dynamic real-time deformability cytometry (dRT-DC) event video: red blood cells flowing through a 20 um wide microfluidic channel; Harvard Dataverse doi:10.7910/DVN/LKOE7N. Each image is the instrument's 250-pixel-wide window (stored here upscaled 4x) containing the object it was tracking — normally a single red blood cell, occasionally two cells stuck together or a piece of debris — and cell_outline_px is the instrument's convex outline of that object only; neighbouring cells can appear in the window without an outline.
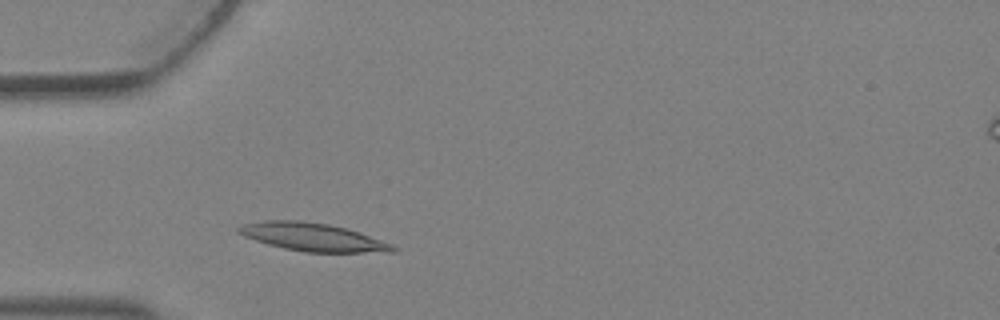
{"species": "Egyptian fruit bat (a non-hibernating species)", "species_latin": "Rousettus aegyptiacus", "temperature_condition": "warm", "stored_images_in_passage": 1, "camera_frame_rate_fps": 3000, "um_per_image_px": 0.085, "animal": {"sex": "female"}, "frame": {"image": 1, "passage_image": 1, "time_ms": 0.0, "image_size_px": [1000, 320], "cell_outline_px": [[396, 248], [392, 252], [304, 252], [284, 248], [268, 244], [244, 236], [236, 232], [236, 228], [244, 224], [264, 220], [300, 220], [328, 224], [344, 228], [392, 244]], "centroid_in_image_um": [26.51, 20.15], "position_along_channel_um": 58.5, "area_um2": 24.8}}